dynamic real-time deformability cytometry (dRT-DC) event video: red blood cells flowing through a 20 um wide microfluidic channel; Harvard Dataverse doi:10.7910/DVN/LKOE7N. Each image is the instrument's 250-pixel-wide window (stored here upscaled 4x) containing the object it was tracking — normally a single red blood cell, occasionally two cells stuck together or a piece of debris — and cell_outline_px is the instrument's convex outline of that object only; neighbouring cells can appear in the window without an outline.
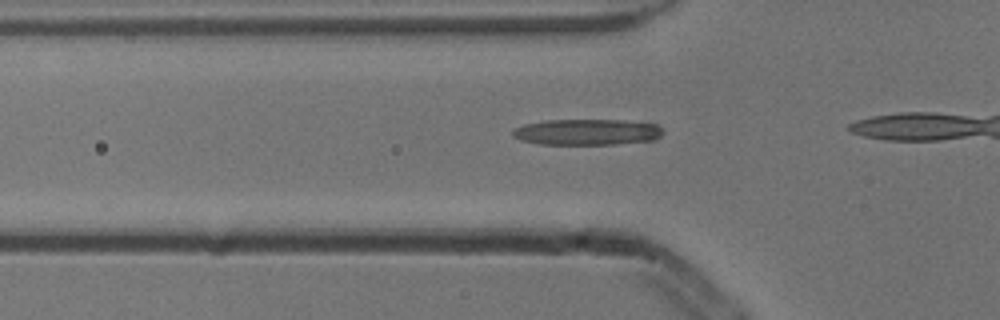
{"species": "common noctule bat (a hibernating species)", "species_latin": "Nyctalus noctula", "temperature_condition": "cold", "stored_images_in_passage": 32, "camera_frame_rate_fps": 3000, "um_per_image_px": 0.085, "animal": {"sex": "male", "body_mass_g": 13.3}, "frame": {"image": 1, "passage_image": 5, "time_ms": 1.333, "image_size_px": [1000, 320], "cell_outline_px": [[664, 132], [656, 140], [616, 144], [540, 144], [520, 140], [512, 136], [512, 132], [516, 128], [524, 124], [544, 120], [620, 120], [656, 124], [664, 128]], "centroid_in_image_um": [49.92, 11.22], "position_along_channel_um": 75.9, "area_um2": 22.89}}